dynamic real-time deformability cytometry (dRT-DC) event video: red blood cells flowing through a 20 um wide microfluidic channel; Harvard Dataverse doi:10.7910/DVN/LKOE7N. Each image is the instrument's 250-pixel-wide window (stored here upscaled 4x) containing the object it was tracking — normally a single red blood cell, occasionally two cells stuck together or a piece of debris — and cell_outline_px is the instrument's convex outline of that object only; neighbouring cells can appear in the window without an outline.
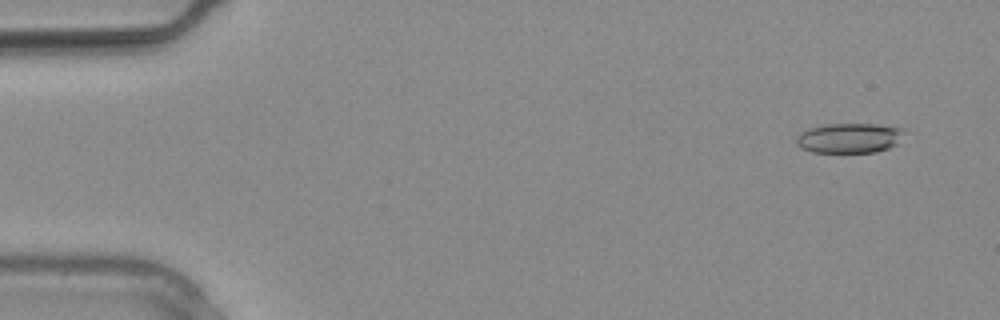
{"species": "common noctule bat (a hibernating species)", "species_latin": "Nyctalus noctula", "temperature_condition": "warm", "stored_images_in_passage": 9, "camera_frame_rate_fps": 3000, "um_per_image_px": 0.085, "animal": {"sex": "male", "body_mass_g": 20.4}, "frame": {"image": 1, "passage_image": 2, "time_ms": 0.333, "image_size_px": [1000, 320], "cell_outline_px": [[904, 132], [896, 144], [888, 148], [876, 152], [812, 152], [800, 148], [796, 144], [796, 136], [800, 132], [808, 128], [828, 124], [872, 124], [904, 128]], "centroid_in_image_um": [72.15, 11.73], "position_along_channel_um": 12.9, "area_um2": 18.79}}
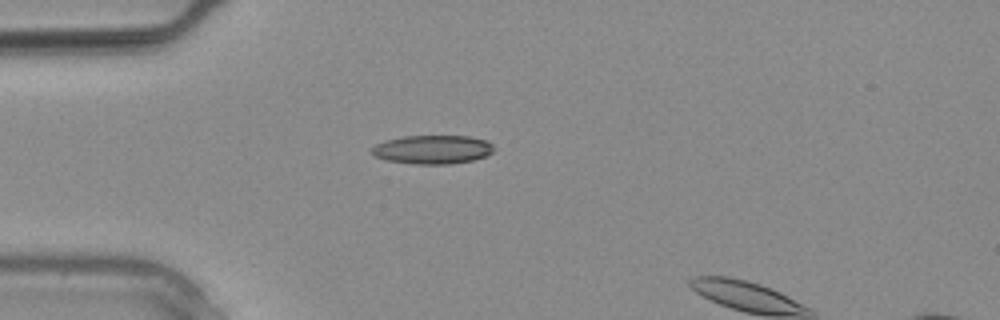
{"frame": {"image": 2, "passage_image": 8, "time_ms": 2.333, "image_size_px": [1000, 320], "cell_outline_px": [[492, 152], [484, 156], [472, 160], [452, 164], [416, 164], [388, 160], [376, 156], [372, 152], [372, 148], [376, 144], [384, 140], [404, 136], [468, 136], [488, 140], [492, 144]], "centroid_in_image_um": [36.78, 12.7], "position_along_channel_um": 48.2, "area_um2": 20.29}}